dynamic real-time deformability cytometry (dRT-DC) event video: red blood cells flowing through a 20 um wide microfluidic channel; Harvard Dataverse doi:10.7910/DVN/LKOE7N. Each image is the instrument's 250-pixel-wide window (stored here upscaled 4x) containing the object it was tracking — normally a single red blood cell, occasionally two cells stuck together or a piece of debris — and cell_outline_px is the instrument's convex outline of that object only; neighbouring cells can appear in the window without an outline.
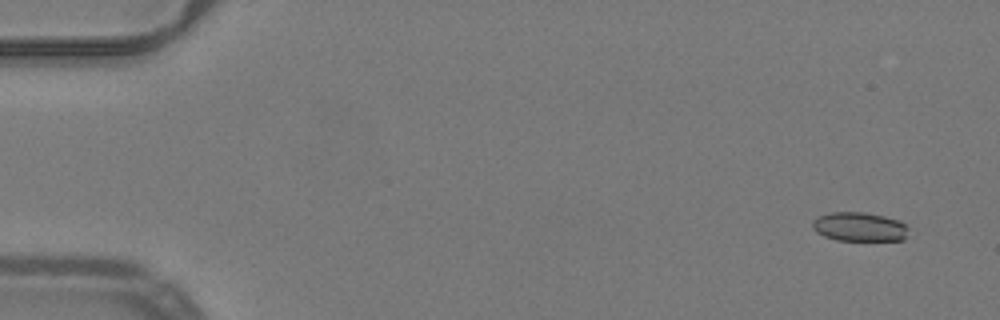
{"species": "common noctule bat (a hibernating species)", "species_latin": "Nyctalus noctula", "temperature_condition": "warm", "stored_images_in_passage": 51, "camera_frame_rate_fps": 3000, "um_per_image_px": 0.085, "animal": {"sex": "male", "body_mass_g": 19.2, "forearm_length_mm": 51.8}, "frame": {"image": 1, "passage_image": 1, "time_ms": 0.0, "image_size_px": [1000, 320], "cell_outline_px": [[908, 228], [904, 240], [836, 240], [824, 236], [816, 232], [812, 228], [812, 220], [816, 216], [828, 212], [864, 212], [884, 216], [900, 220]], "centroid_in_image_um": [73.0, 19.26], "position_along_channel_um": 12.0, "area_um2": 16.42}}
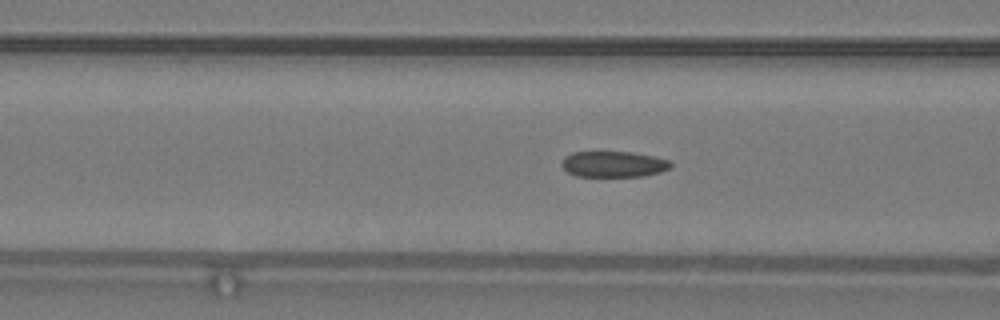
{"frame": {"image": 2, "passage_image": 19, "time_ms": 6.0, "image_size_px": [1000, 320], "cell_outline_px": [[672, 168], [660, 172], [644, 176], [576, 176], [568, 172], [560, 164], [564, 156], [572, 152], [632, 152], [656, 156], [668, 160], [672, 164]], "centroid_in_image_um": [52.16, 13.95], "position_along_channel_um": 114.4, "area_um2": 16.59}}
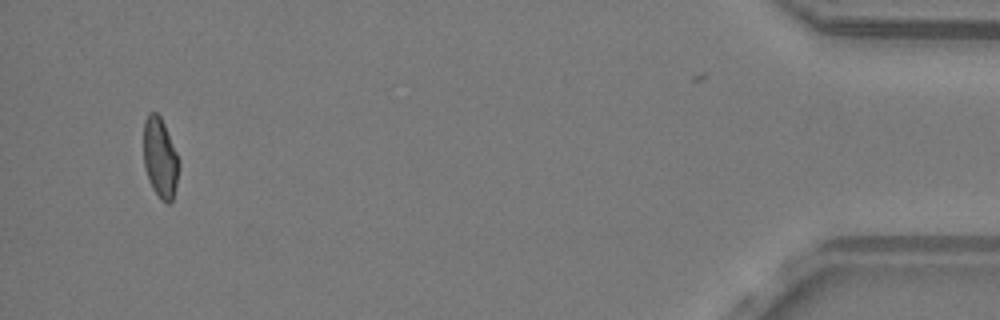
{"frame": {"image": 3, "passage_image": 48, "time_ms": 15.667, "image_size_px": [1000, 320], "cell_outline_px": [[180, 164], [176, 184], [172, 200], [168, 204], [160, 200], [152, 188], [148, 180], [144, 164], [144, 120], [148, 112], [156, 112], [160, 116], [164, 124], [180, 160]], "centroid_in_image_um": [13.61, 13.43], "position_along_channel_um": 421.6, "area_um2": 16.59}, "authors_computed_cell_mechanics": {"area_um2": 17.3978, "velocity_mm_per_s": 4.0028, "shape_relaxation_time_tau1_ms": null, "shape_relaxation_time_tau2_ms": 1.5309, "deformation_change_tau1": null, "deformation_change_tau2": 0.0859}}